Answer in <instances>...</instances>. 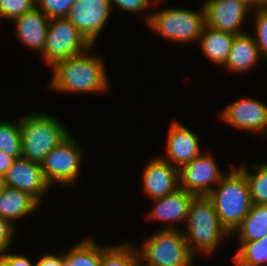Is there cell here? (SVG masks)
<instances>
[{
	"mask_svg": "<svg viewBox=\"0 0 267 266\" xmlns=\"http://www.w3.org/2000/svg\"><path fill=\"white\" fill-rule=\"evenodd\" d=\"M79 55L54 63L50 87L56 92H106L109 80L103 59L96 55Z\"/></svg>",
	"mask_w": 267,
	"mask_h": 266,
	"instance_id": "obj_1",
	"label": "cell"
},
{
	"mask_svg": "<svg viewBox=\"0 0 267 266\" xmlns=\"http://www.w3.org/2000/svg\"><path fill=\"white\" fill-rule=\"evenodd\" d=\"M231 169L208 195L222 226L230 236L253 205L245 174L236 166L232 165Z\"/></svg>",
	"mask_w": 267,
	"mask_h": 266,
	"instance_id": "obj_2",
	"label": "cell"
},
{
	"mask_svg": "<svg viewBox=\"0 0 267 266\" xmlns=\"http://www.w3.org/2000/svg\"><path fill=\"white\" fill-rule=\"evenodd\" d=\"M186 232L183 231L190 253L212 254L219 241L228 237L229 232L222 226L215 211L213 201L208 196H195L190 203L186 220Z\"/></svg>",
	"mask_w": 267,
	"mask_h": 266,
	"instance_id": "obj_3",
	"label": "cell"
},
{
	"mask_svg": "<svg viewBox=\"0 0 267 266\" xmlns=\"http://www.w3.org/2000/svg\"><path fill=\"white\" fill-rule=\"evenodd\" d=\"M22 158L41 164L70 132L53 116L35 112L20 119Z\"/></svg>",
	"mask_w": 267,
	"mask_h": 266,
	"instance_id": "obj_4",
	"label": "cell"
},
{
	"mask_svg": "<svg viewBox=\"0 0 267 266\" xmlns=\"http://www.w3.org/2000/svg\"><path fill=\"white\" fill-rule=\"evenodd\" d=\"M137 249L140 264L147 266H192L190 253L183 231L160 229ZM146 261V262H143Z\"/></svg>",
	"mask_w": 267,
	"mask_h": 266,
	"instance_id": "obj_5",
	"label": "cell"
},
{
	"mask_svg": "<svg viewBox=\"0 0 267 266\" xmlns=\"http://www.w3.org/2000/svg\"><path fill=\"white\" fill-rule=\"evenodd\" d=\"M145 22L167 40L177 43L199 41L205 26L204 8L199 12L183 8H166L147 14Z\"/></svg>",
	"mask_w": 267,
	"mask_h": 266,
	"instance_id": "obj_6",
	"label": "cell"
},
{
	"mask_svg": "<svg viewBox=\"0 0 267 266\" xmlns=\"http://www.w3.org/2000/svg\"><path fill=\"white\" fill-rule=\"evenodd\" d=\"M93 46L67 18L49 21L46 44L42 57L50 67L63 59L92 50Z\"/></svg>",
	"mask_w": 267,
	"mask_h": 266,
	"instance_id": "obj_7",
	"label": "cell"
},
{
	"mask_svg": "<svg viewBox=\"0 0 267 266\" xmlns=\"http://www.w3.org/2000/svg\"><path fill=\"white\" fill-rule=\"evenodd\" d=\"M75 140L69 134L41 163L44 178L50 186L56 182L72 186L77 181L84 151Z\"/></svg>",
	"mask_w": 267,
	"mask_h": 266,
	"instance_id": "obj_8",
	"label": "cell"
},
{
	"mask_svg": "<svg viewBox=\"0 0 267 266\" xmlns=\"http://www.w3.org/2000/svg\"><path fill=\"white\" fill-rule=\"evenodd\" d=\"M203 154L179 169V188L195 196H208L224 176L213 156Z\"/></svg>",
	"mask_w": 267,
	"mask_h": 266,
	"instance_id": "obj_9",
	"label": "cell"
},
{
	"mask_svg": "<svg viewBox=\"0 0 267 266\" xmlns=\"http://www.w3.org/2000/svg\"><path fill=\"white\" fill-rule=\"evenodd\" d=\"M111 11L110 0H76L66 18L95 46Z\"/></svg>",
	"mask_w": 267,
	"mask_h": 266,
	"instance_id": "obj_10",
	"label": "cell"
},
{
	"mask_svg": "<svg viewBox=\"0 0 267 266\" xmlns=\"http://www.w3.org/2000/svg\"><path fill=\"white\" fill-rule=\"evenodd\" d=\"M2 180L4 186L25 192L38 203L51 187L44 178L41 164L22 157L14 160Z\"/></svg>",
	"mask_w": 267,
	"mask_h": 266,
	"instance_id": "obj_11",
	"label": "cell"
},
{
	"mask_svg": "<svg viewBox=\"0 0 267 266\" xmlns=\"http://www.w3.org/2000/svg\"><path fill=\"white\" fill-rule=\"evenodd\" d=\"M203 8L205 25L234 35L245 33L241 26L251 8L242 1L205 0Z\"/></svg>",
	"mask_w": 267,
	"mask_h": 266,
	"instance_id": "obj_12",
	"label": "cell"
},
{
	"mask_svg": "<svg viewBox=\"0 0 267 266\" xmlns=\"http://www.w3.org/2000/svg\"><path fill=\"white\" fill-rule=\"evenodd\" d=\"M222 119L229 125L257 132L267 130V105L259 100L243 98L230 103L221 113Z\"/></svg>",
	"mask_w": 267,
	"mask_h": 266,
	"instance_id": "obj_13",
	"label": "cell"
},
{
	"mask_svg": "<svg viewBox=\"0 0 267 266\" xmlns=\"http://www.w3.org/2000/svg\"><path fill=\"white\" fill-rule=\"evenodd\" d=\"M143 190L152 200L165 197L179 188V169L156 156L143 170Z\"/></svg>",
	"mask_w": 267,
	"mask_h": 266,
	"instance_id": "obj_14",
	"label": "cell"
},
{
	"mask_svg": "<svg viewBox=\"0 0 267 266\" xmlns=\"http://www.w3.org/2000/svg\"><path fill=\"white\" fill-rule=\"evenodd\" d=\"M167 137L166 155L169 161L161 158L178 169L193 161L202 152L200 151L199 136L178 121L173 122L170 126Z\"/></svg>",
	"mask_w": 267,
	"mask_h": 266,
	"instance_id": "obj_15",
	"label": "cell"
},
{
	"mask_svg": "<svg viewBox=\"0 0 267 266\" xmlns=\"http://www.w3.org/2000/svg\"><path fill=\"white\" fill-rule=\"evenodd\" d=\"M194 197V194L178 188L165 197L153 199L155 205L148 216L166 222L164 229H177L173 223H186L189 206Z\"/></svg>",
	"mask_w": 267,
	"mask_h": 266,
	"instance_id": "obj_16",
	"label": "cell"
},
{
	"mask_svg": "<svg viewBox=\"0 0 267 266\" xmlns=\"http://www.w3.org/2000/svg\"><path fill=\"white\" fill-rule=\"evenodd\" d=\"M50 19L36 6L13 20L15 35L32 50L44 52Z\"/></svg>",
	"mask_w": 267,
	"mask_h": 266,
	"instance_id": "obj_17",
	"label": "cell"
},
{
	"mask_svg": "<svg viewBox=\"0 0 267 266\" xmlns=\"http://www.w3.org/2000/svg\"><path fill=\"white\" fill-rule=\"evenodd\" d=\"M261 57L259 47L252 34L242 33L235 35L232 49L229 52L224 67L233 72H246L258 63Z\"/></svg>",
	"mask_w": 267,
	"mask_h": 266,
	"instance_id": "obj_18",
	"label": "cell"
},
{
	"mask_svg": "<svg viewBox=\"0 0 267 266\" xmlns=\"http://www.w3.org/2000/svg\"><path fill=\"white\" fill-rule=\"evenodd\" d=\"M235 35L205 25L199 38L201 51L212 63L223 65L232 49Z\"/></svg>",
	"mask_w": 267,
	"mask_h": 266,
	"instance_id": "obj_19",
	"label": "cell"
},
{
	"mask_svg": "<svg viewBox=\"0 0 267 266\" xmlns=\"http://www.w3.org/2000/svg\"><path fill=\"white\" fill-rule=\"evenodd\" d=\"M39 205L32 196L13 187L4 186L0 194V216L10 223L33 213Z\"/></svg>",
	"mask_w": 267,
	"mask_h": 266,
	"instance_id": "obj_20",
	"label": "cell"
},
{
	"mask_svg": "<svg viewBox=\"0 0 267 266\" xmlns=\"http://www.w3.org/2000/svg\"><path fill=\"white\" fill-rule=\"evenodd\" d=\"M235 232L238 233L239 242L260 240L267 236V204H253Z\"/></svg>",
	"mask_w": 267,
	"mask_h": 266,
	"instance_id": "obj_21",
	"label": "cell"
},
{
	"mask_svg": "<svg viewBox=\"0 0 267 266\" xmlns=\"http://www.w3.org/2000/svg\"><path fill=\"white\" fill-rule=\"evenodd\" d=\"M106 248L91 238H85L63 253L62 266H100L102 252Z\"/></svg>",
	"mask_w": 267,
	"mask_h": 266,
	"instance_id": "obj_22",
	"label": "cell"
},
{
	"mask_svg": "<svg viewBox=\"0 0 267 266\" xmlns=\"http://www.w3.org/2000/svg\"><path fill=\"white\" fill-rule=\"evenodd\" d=\"M134 247L128 243L107 246L102 252L100 266H140V257Z\"/></svg>",
	"mask_w": 267,
	"mask_h": 266,
	"instance_id": "obj_23",
	"label": "cell"
},
{
	"mask_svg": "<svg viewBox=\"0 0 267 266\" xmlns=\"http://www.w3.org/2000/svg\"><path fill=\"white\" fill-rule=\"evenodd\" d=\"M239 244V250L233 256L238 262L245 266H267V236Z\"/></svg>",
	"mask_w": 267,
	"mask_h": 266,
	"instance_id": "obj_24",
	"label": "cell"
},
{
	"mask_svg": "<svg viewBox=\"0 0 267 266\" xmlns=\"http://www.w3.org/2000/svg\"><path fill=\"white\" fill-rule=\"evenodd\" d=\"M0 151L14 159L22 157L20 120L18 123L0 121Z\"/></svg>",
	"mask_w": 267,
	"mask_h": 266,
	"instance_id": "obj_25",
	"label": "cell"
},
{
	"mask_svg": "<svg viewBox=\"0 0 267 266\" xmlns=\"http://www.w3.org/2000/svg\"><path fill=\"white\" fill-rule=\"evenodd\" d=\"M244 174L249 184L250 196L253 204H267V161L261 163L250 174L245 166L238 167Z\"/></svg>",
	"mask_w": 267,
	"mask_h": 266,
	"instance_id": "obj_26",
	"label": "cell"
},
{
	"mask_svg": "<svg viewBox=\"0 0 267 266\" xmlns=\"http://www.w3.org/2000/svg\"><path fill=\"white\" fill-rule=\"evenodd\" d=\"M36 7V0H0V21L14 20Z\"/></svg>",
	"mask_w": 267,
	"mask_h": 266,
	"instance_id": "obj_27",
	"label": "cell"
},
{
	"mask_svg": "<svg viewBox=\"0 0 267 266\" xmlns=\"http://www.w3.org/2000/svg\"><path fill=\"white\" fill-rule=\"evenodd\" d=\"M254 11V39L259 47L260 54L267 58V5L254 9Z\"/></svg>",
	"mask_w": 267,
	"mask_h": 266,
	"instance_id": "obj_28",
	"label": "cell"
},
{
	"mask_svg": "<svg viewBox=\"0 0 267 266\" xmlns=\"http://www.w3.org/2000/svg\"><path fill=\"white\" fill-rule=\"evenodd\" d=\"M76 0H36V6L49 18H66Z\"/></svg>",
	"mask_w": 267,
	"mask_h": 266,
	"instance_id": "obj_29",
	"label": "cell"
},
{
	"mask_svg": "<svg viewBox=\"0 0 267 266\" xmlns=\"http://www.w3.org/2000/svg\"><path fill=\"white\" fill-rule=\"evenodd\" d=\"M15 230L14 224L0 216V257L4 255L11 246Z\"/></svg>",
	"mask_w": 267,
	"mask_h": 266,
	"instance_id": "obj_30",
	"label": "cell"
},
{
	"mask_svg": "<svg viewBox=\"0 0 267 266\" xmlns=\"http://www.w3.org/2000/svg\"><path fill=\"white\" fill-rule=\"evenodd\" d=\"M152 0H110V6L112 9L113 4L116 5L119 9H123L130 13L143 12L144 9H147Z\"/></svg>",
	"mask_w": 267,
	"mask_h": 266,
	"instance_id": "obj_31",
	"label": "cell"
},
{
	"mask_svg": "<svg viewBox=\"0 0 267 266\" xmlns=\"http://www.w3.org/2000/svg\"><path fill=\"white\" fill-rule=\"evenodd\" d=\"M0 263L2 266H35L30 259L24 255H15L6 253L0 257Z\"/></svg>",
	"mask_w": 267,
	"mask_h": 266,
	"instance_id": "obj_32",
	"label": "cell"
},
{
	"mask_svg": "<svg viewBox=\"0 0 267 266\" xmlns=\"http://www.w3.org/2000/svg\"><path fill=\"white\" fill-rule=\"evenodd\" d=\"M63 265V253L61 255L45 254L35 262V266H62Z\"/></svg>",
	"mask_w": 267,
	"mask_h": 266,
	"instance_id": "obj_33",
	"label": "cell"
},
{
	"mask_svg": "<svg viewBox=\"0 0 267 266\" xmlns=\"http://www.w3.org/2000/svg\"><path fill=\"white\" fill-rule=\"evenodd\" d=\"M14 158L0 151V178H3L9 167L14 162Z\"/></svg>",
	"mask_w": 267,
	"mask_h": 266,
	"instance_id": "obj_34",
	"label": "cell"
},
{
	"mask_svg": "<svg viewBox=\"0 0 267 266\" xmlns=\"http://www.w3.org/2000/svg\"><path fill=\"white\" fill-rule=\"evenodd\" d=\"M240 1L245 3L248 7H250L252 12L253 8L257 9L259 7L265 6L262 0H240Z\"/></svg>",
	"mask_w": 267,
	"mask_h": 266,
	"instance_id": "obj_35",
	"label": "cell"
},
{
	"mask_svg": "<svg viewBox=\"0 0 267 266\" xmlns=\"http://www.w3.org/2000/svg\"><path fill=\"white\" fill-rule=\"evenodd\" d=\"M3 187H4V182H3L2 178H0V194L2 192Z\"/></svg>",
	"mask_w": 267,
	"mask_h": 266,
	"instance_id": "obj_36",
	"label": "cell"
},
{
	"mask_svg": "<svg viewBox=\"0 0 267 266\" xmlns=\"http://www.w3.org/2000/svg\"><path fill=\"white\" fill-rule=\"evenodd\" d=\"M232 259L236 263V266H245V265L241 264L240 262H238L234 257Z\"/></svg>",
	"mask_w": 267,
	"mask_h": 266,
	"instance_id": "obj_37",
	"label": "cell"
},
{
	"mask_svg": "<svg viewBox=\"0 0 267 266\" xmlns=\"http://www.w3.org/2000/svg\"><path fill=\"white\" fill-rule=\"evenodd\" d=\"M264 5H267V0H262Z\"/></svg>",
	"mask_w": 267,
	"mask_h": 266,
	"instance_id": "obj_38",
	"label": "cell"
}]
</instances>
